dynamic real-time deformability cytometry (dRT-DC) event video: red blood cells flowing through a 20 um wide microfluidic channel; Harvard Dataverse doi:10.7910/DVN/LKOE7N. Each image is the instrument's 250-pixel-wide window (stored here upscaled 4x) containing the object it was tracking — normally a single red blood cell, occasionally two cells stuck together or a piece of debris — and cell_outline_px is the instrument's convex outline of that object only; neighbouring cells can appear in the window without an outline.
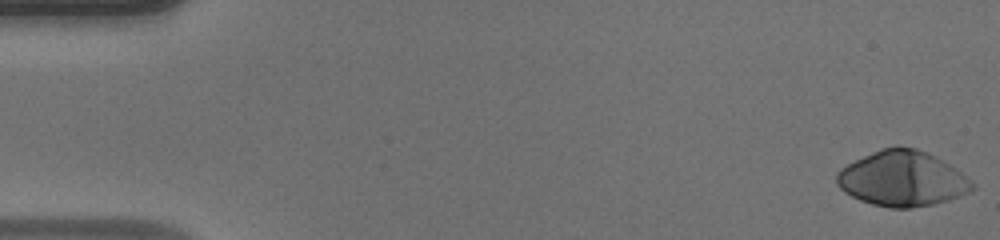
{"species": "human", "species_latin": "Homo sapiens", "temperature_condition": "warm", "stored_images_in_passage": 49, "camera_frame_rate_fps": 3000, "um_per_image_px": 0.085, "donor": {"sex": "male"}, "frame": {"image": 1, "passage_image": 1, "time_ms": 0.0, "image_size_px": [1000, 240], "cell_outline_px": [[976, 188], [960, 196], [948, 200], [932, 204], [912, 208], [888, 208], [872, 204], [860, 200], [844, 192], [836, 184], [836, 172], [840, 168], [880, 148], [916, 148], [956, 168]], "centroid_in_image_um": [76.65, 15.22], "position_along_channel_um": 8.4, "area_um2": 42.95}}
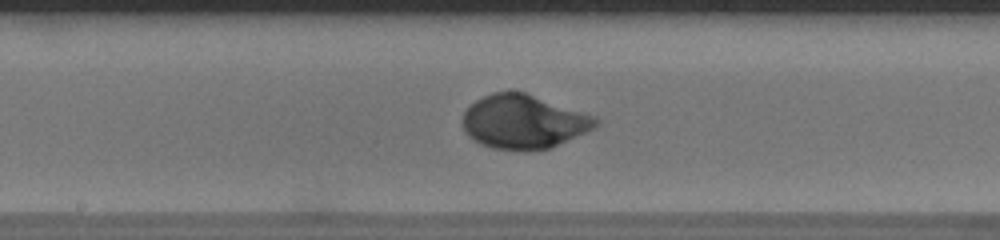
{"frame": {"image": 2, "passage_image": 26, "time_ms": 8.333, "image_size_px": [1000, 240], "cell_outline_px": [[600, 124], [552, 148], [524, 152], [492, 148], [480, 144], [468, 136], [464, 132], [460, 120], [464, 112], [476, 100], [492, 92], [524, 92], [596, 116], [600, 120]], "centroid_in_image_um": [44.48, 10.37], "position_along_channel_um": 203.7, "area_um2": 42.08}}
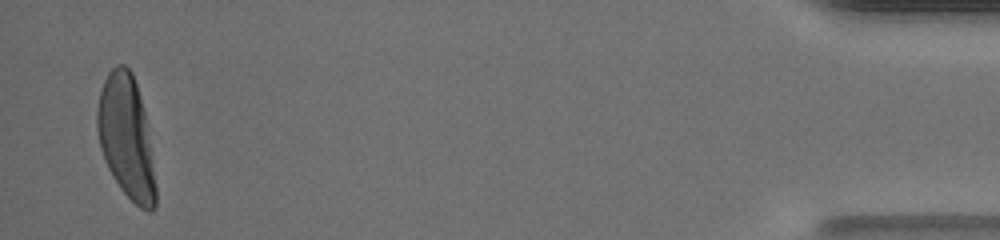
{"frame": {"image": 3, "passage_image": 48, "time_ms": 15.667, "image_size_px": [1000, 240], "cell_outline_px": [[156, 208], [148, 212], [140, 208], [120, 188], [108, 168], [104, 160], [100, 148], [96, 128], [96, 108], [100, 92], [104, 80], [108, 72], [116, 64], [124, 64], [132, 72], [140, 96], [148, 124], [156, 188]], "centroid_in_image_um": [10.73, 11.65], "position_along_channel_um": 424.5, "area_um2": 42.14}, "authors_computed_cell_mechanics": {"area_um2": 41.3848, "velocity_mm_per_s": 4.176, "shape_relaxation_time_tau1_ms": 2.832, "shape_relaxation_time_tau2_ms": null, "deformation_change_tau1": 0.2273, "deformation_change_tau2": null}}